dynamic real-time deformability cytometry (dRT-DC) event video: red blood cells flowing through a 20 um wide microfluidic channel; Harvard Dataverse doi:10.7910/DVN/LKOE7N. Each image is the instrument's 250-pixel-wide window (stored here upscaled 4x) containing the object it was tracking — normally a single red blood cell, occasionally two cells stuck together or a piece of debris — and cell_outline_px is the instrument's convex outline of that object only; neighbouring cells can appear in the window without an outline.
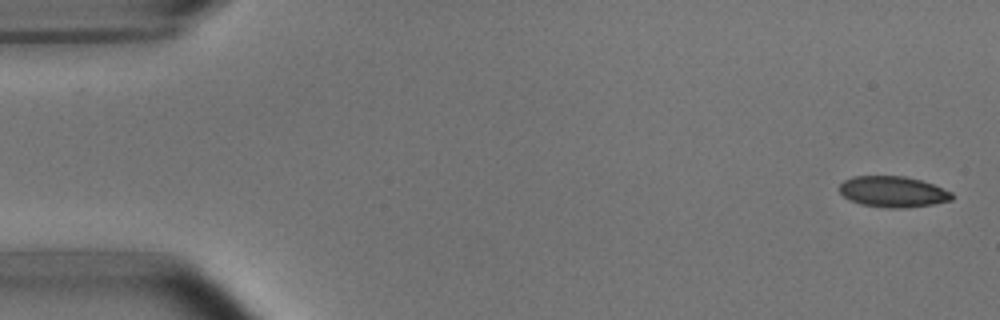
{"species": "common noctule bat (a hibernating species)", "species_latin": "Nyctalus noctula", "temperature_condition": "room temperature", "stored_images_in_passage": 9, "camera_frame_rate_fps": 3000, "um_per_image_px": 0.085, "animal": {"sex": "male", "body_mass_g": 15.6}, "frame": {"image": 1, "passage_image": 1, "time_ms": 0.0, "image_size_px": [1000, 320], "cell_outline_px": [[956, 196], [952, 200], [932, 204], [908, 208], [888, 208], [860, 204], [848, 200], [840, 192], [840, 184], [844, 180], [852, 176], [904, 176], [920, 180], [932, 184], [952, 192]], "centroid_in_image_um": [75.9, 16.3], "position_along_channel_um": 9.1, "area_um2": 20.4}}
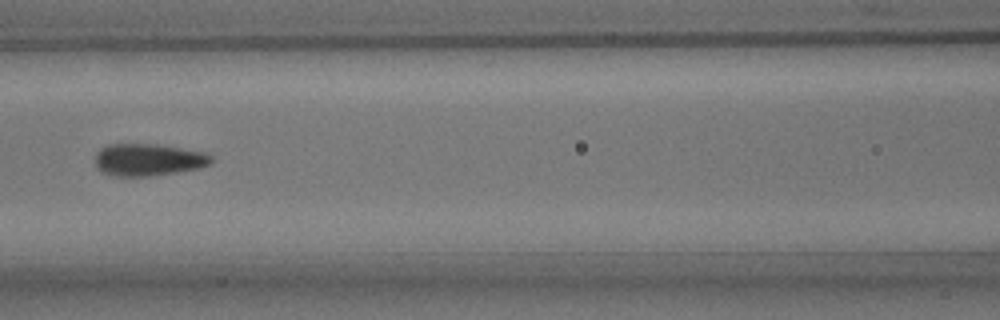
{"frame": {"image": 2, "passage_image": 7, "time_ms": 7.333, "image_size_px": [1000, 320], "cell_outline_px": [[212, 164], [200, 168], [176, 172], [148, 176], [116, 176], [100, 172], [96, 168], [96, 152], [100, 148], [108, 144], [156, 144], [204, 152], [212, 156]], "centroid_in_image_um": [12.59, 13.58], "position_along_channel_um": 154.0, "area_um2": 21.85}}
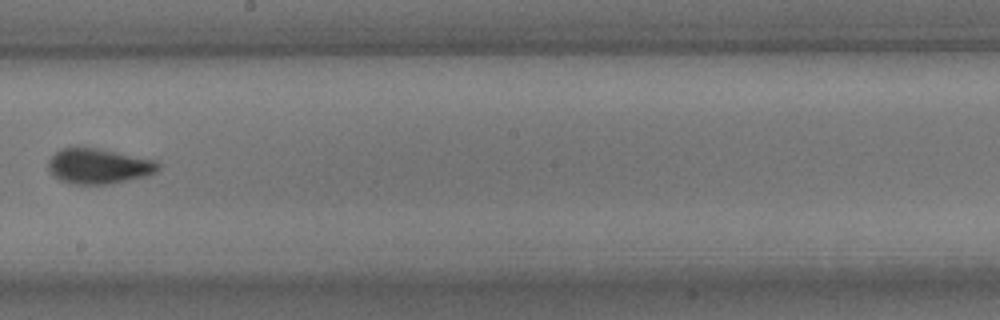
{"frame": {"image": 3, "passage_image": 9, "time_ms": 9.667, "image_size_px": [1000, 320], "cell_outline_px": [[160, 168], [156, 172], [144, 176], [108, 184], [68, 184], [52, 176], [48, 172], [48, 160], [56, 152], [64, 148], [96, 148], [156, 160], [160, 164]], "centroid_in_image_um": [8.35, 14.14], "position_along_channel_um": 239.8, "area_um2": 22.48}}